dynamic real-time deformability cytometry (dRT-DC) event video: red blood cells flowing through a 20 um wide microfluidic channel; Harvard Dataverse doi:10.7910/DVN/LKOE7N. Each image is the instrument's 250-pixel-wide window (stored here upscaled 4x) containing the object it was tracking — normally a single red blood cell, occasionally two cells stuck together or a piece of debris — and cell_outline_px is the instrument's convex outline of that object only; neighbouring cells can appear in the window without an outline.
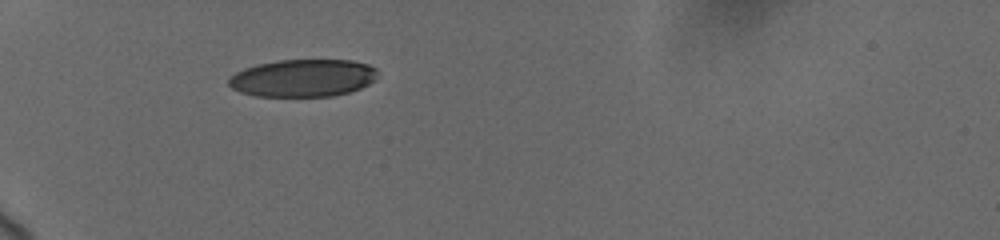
{"species": "human", "species_latin": "Homo sapiens", "temperature_condition": "cold", "stored_images_in_passage": 15, "camera_frame_rate_fps": 3000, "um_per_image_px": 0.085, "donor": {"sex": "female"}, "frame": {"image": 1, "passage_image": 1, "time_ms": 0.0, "image_size_px": [1000, 240], "cell_outline_px": [[376, 80], [352, 92], [332, 96], [256, 96], [240, 92], [232, 88], [228, 84], [228, 80], [236, 72], [244, 68], [256, 64], [276, 60], [352, 60], [368, 64], [376, 68]], "centroid_in_image_um": [25.76, 6.63], "position_along_channel_um": 59.2, "area_um2": 32.71}}
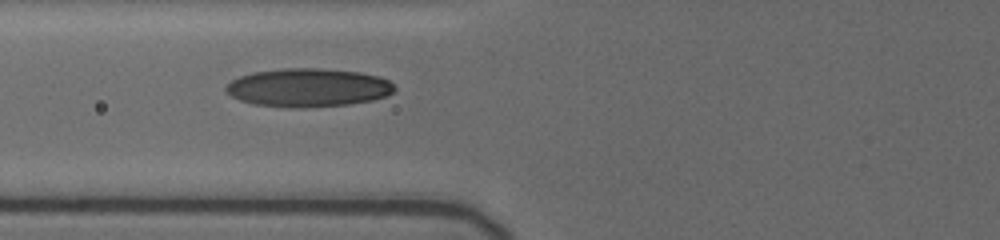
{"frame": {"image": 2, "passage_image": 14, "time_ms": 1.667, "image_size_px": [1000, 240], "cell_outline_px": [[396, 88], [392, 92], [384, 96], [372, 100], [348, 104], [304, 108], [292, 108], [256, 104], [240, 100], [232, 96], [224, 88], [232, 80], [240, 76], [252, 72], [280, 68], [320, 68], [360, 72], [380, 76], [388, 80]], "centroid_in_image_um": [26.19, 7.44], "position_along_channel_um": 99.6, "area_um2": 37.74}}